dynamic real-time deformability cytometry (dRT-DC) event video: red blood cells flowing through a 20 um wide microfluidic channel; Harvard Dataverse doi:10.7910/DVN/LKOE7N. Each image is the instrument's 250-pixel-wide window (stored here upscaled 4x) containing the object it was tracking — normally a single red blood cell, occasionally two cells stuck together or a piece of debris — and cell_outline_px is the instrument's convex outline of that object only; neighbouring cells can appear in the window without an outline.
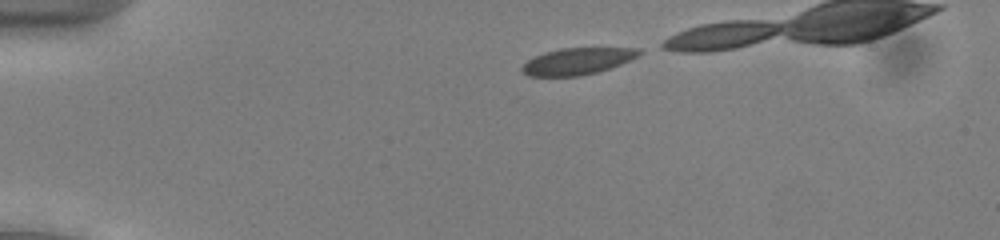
{"species": "common noctule bat (a hibernating species)", "species_latin": "Nyctalus noctula", "temperature_condition": "cold", "stored_images_in_passage": 14, "camera_frame_rate_fps": 3000, "um_per_image_px": 0.085, "animal": {"sex": "male", "body_mass_g": 13.0, "forearm_length_mm": 53.1}, "frame": {"image": 1, "passage_image": 1, "time_ms": 0.0, "image_size_px": [1000, 240], "cell_outline_px": [[644, 52], [640, 56], [620, 64], [596, 72], [580, 76], [528, 76], [520, 68], [528, 60], [536, 56], [560, 48], [640, 48]], "centroid_in_image_um": [49.13, 5.2], "position_along_channel_um": 35.9, "area_um2": 18.03}}
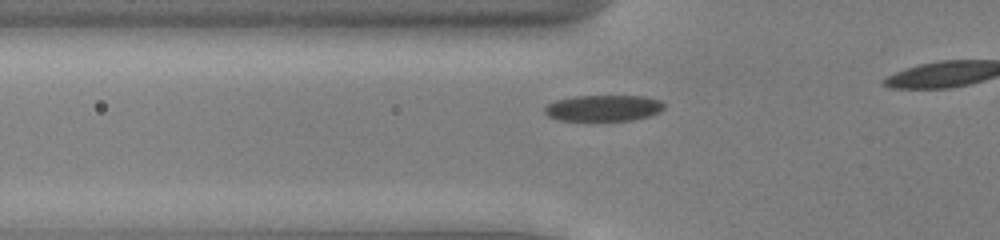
{"frame": {"image": 2, "passage_image": 8, "time_ms": 2.333, "image_size_px": [1000, 240], "cell_outline_px": [[664, 108], [660, 112], [648, 116], [632, 120], [556, 120], [548, 116], [544, 112], [544, 108], [548, 104], [556, 100], [576, 96], [644, 96], [660, 100], [664, 104]], "centroid_in_image_um": [51.29, 9.18], "position_along_channel_um": 74.5, "area_um2": 18.15}}
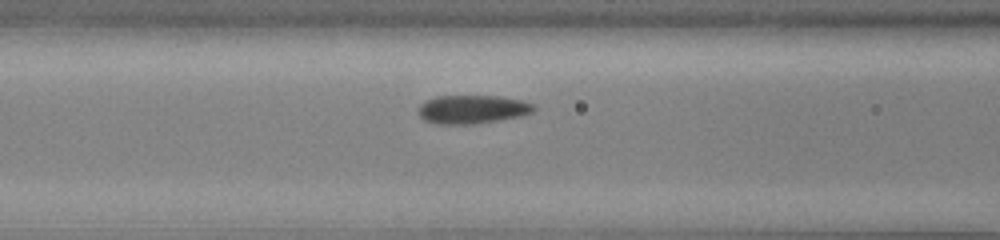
{"frame": {"image": 3, "passage_image": 12, "time_ms": 3.667, "image_size_px": [1000, 240], "cell_outline_px": [[536, 108], [532, 112], [524, 116], [500, 120], [472, 124], [436, 124], [424, 120], [420, 116], [420, 104], [424, 100], [436, 96], [500, 96], [520, 100], [536, 104]], "centroid_in_image_um": [40.18, 9.29], "position_along_channel_um": 126.4, "area_um2": 19.36}}